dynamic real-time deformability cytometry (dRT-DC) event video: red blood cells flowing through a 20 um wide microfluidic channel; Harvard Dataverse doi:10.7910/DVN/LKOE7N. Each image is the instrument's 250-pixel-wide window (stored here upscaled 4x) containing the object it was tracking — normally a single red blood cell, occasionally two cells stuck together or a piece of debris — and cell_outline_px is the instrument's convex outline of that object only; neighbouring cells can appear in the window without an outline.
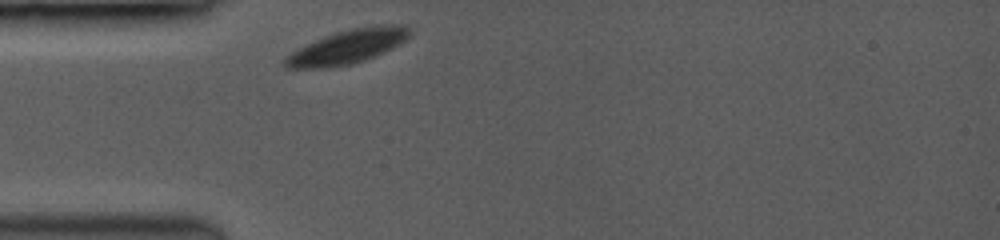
{"species": "common noctule bat (a hibernating species)", "species_latin": "Nyctalus noctula", "temperature_condition": "room temperature", "stored_images_in_passage": 18, "camera_frame_rate_fps": 3500, "um_per_image_px": 0.085, "animal": {"sex": "female", "body_mass_g": 19.0, "forearm_length_mm": 53.3}, "frame": {"image": 1, "passage_image": 1, "time_ms": 0.0, "image_size_px": [1000, 240], "cell_outline_px": [[412, 32], [404, 40], [392, 48], [364, 60], [348, 64], [324, 68], [288, 68], [284, 64], [284, 56], [324, 36], [348, 28], [384, 24], [408, 24]], "centroid_in_image_um": [29.57, 3.94], "position_along_channel_um": 55.4, "area_um2": 24.45}}
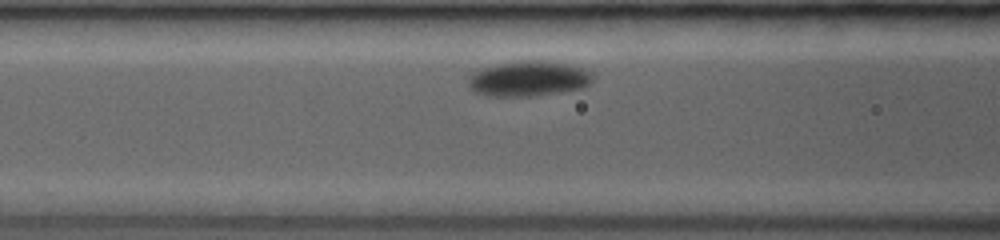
{"frame": {"image": 2, "passage_image": 8, "time_ms": 2.0, "image_size_px": [1000, 240], "cell_outline_px": [[592, 80], [584, 88], [548, 92], [508, 96], [500, 96], [480, 92], [472, 88], [468, 84], [468, 80], [472, 72], [496, 64], [516, 60], [548, 60], [568, 64], [580, 68], [588, 72], [592, 76]], "centroid_in_image_um": [44.91, 6.62], "position_along_channel_um": 121.7, "area_um2": 24.57}}
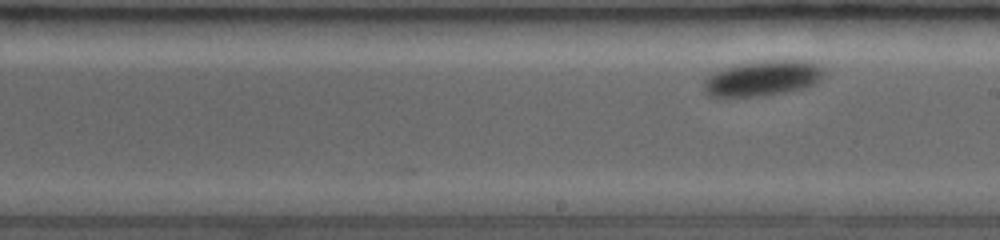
{"frame": {"image": 3, "passage_image": 18, "time_ms": 4.857, "image_size_px": [1000, 240], "cell_outline_px": [[824, 72], [820, 80], [816, 84], [808, 88], [748, 96], [716, 96], [704, 92], [704, 80], [712, 72], [736, 64], [760, 60], [808, 60], [824, 68]], "centroid_in_image_um": [64.86, 6.61], "position_along_channel_um": 224.1, "area_um2": 24.62}}